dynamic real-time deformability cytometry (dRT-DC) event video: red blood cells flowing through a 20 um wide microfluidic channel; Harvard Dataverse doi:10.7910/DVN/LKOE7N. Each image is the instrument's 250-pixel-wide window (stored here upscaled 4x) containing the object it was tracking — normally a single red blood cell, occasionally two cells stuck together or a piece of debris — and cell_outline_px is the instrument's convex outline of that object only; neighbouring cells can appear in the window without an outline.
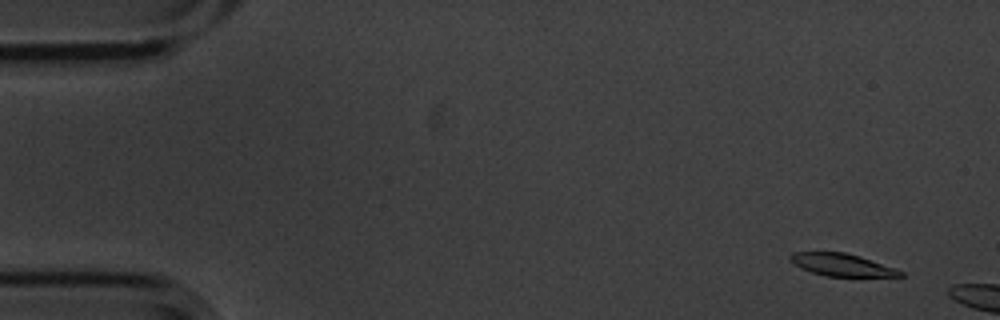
{"species": "common noctule bat (a hibernating species)", "species_latin": "Nyctalus noctula", "temperature_condition": "cold", "stored_images_in_passage": 5, "segment_of_instrument_passage": [2, 2], "camera_frame_rate_fps": 3000, "um_per_image_px": 0.085, "animal": {"sex": "male", "body_mass_g": 20.1, "forearm_length_mm": 53.5}, "frame": {"image": 1, "passage_image": 5, "time_ms": 1.333, "image_size_px": [1000, 320], "cell_outline_px": [[904, 276], [824, 276], [800, 268], [788, 256], [792, 252], [844, 252], [860, 256], [896, 268], [904, 272]], "centroid_in_image_um": [71.57, 22.5], "position_along_channel_um": 13.4, "area_um2": 14.28}}